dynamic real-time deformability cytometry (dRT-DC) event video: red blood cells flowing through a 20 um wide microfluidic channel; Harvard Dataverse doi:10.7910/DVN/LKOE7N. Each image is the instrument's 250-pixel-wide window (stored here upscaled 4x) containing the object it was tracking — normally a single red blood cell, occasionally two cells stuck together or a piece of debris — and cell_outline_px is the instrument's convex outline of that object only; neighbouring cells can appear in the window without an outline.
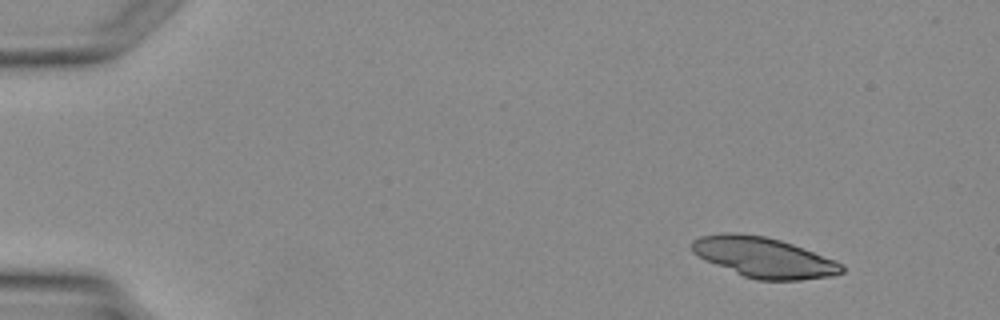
{"species": "Egyptian fruit bat (a non-hibernating species)", "species_latin": "Rousettus aegyptiacus", "temperature_condition": "warm", "stored_images_in_passage": 5, "segment_of_instrument_passage": [1, 2], "camera_frame_rate_fps": 3000, "um_per_image_px": 0.085, "animal": {"sex": "female"}, "frame": {"image": 1, "passage_image": 2, "time_ms": 1.333, "image_size_px": [1000, 320], "cell_outline_px": [[844, 272], [828, 276], [800, 280], [756, 280], [744, 276], [704, 260], [692, 252], [692, 240], [700, 236], [724, 232], [736, 232], [764, 236], [780, 240], [792, 244], [836, 260], [844, 264]], "centroid_in_image_um": [64.91, 21.87], "position_along_channel_um": 20.1, "area_um2": 35.14}}